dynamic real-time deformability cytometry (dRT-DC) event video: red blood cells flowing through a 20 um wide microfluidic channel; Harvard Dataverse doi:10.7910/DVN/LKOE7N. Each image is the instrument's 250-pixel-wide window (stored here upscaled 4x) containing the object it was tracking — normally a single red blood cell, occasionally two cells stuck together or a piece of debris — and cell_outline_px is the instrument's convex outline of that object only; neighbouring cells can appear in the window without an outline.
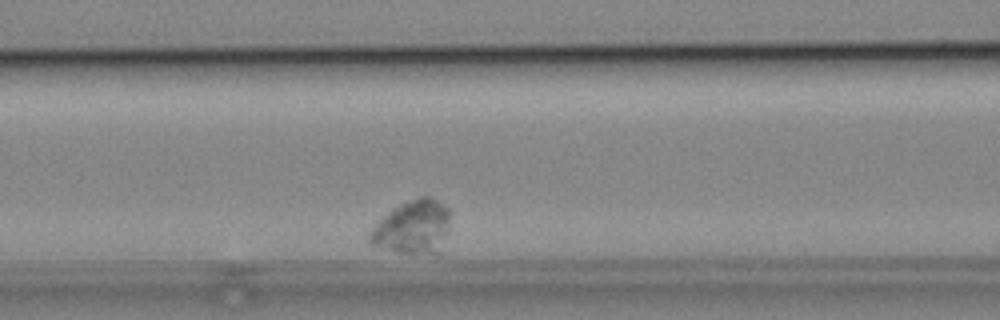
{"species": "common noctule bat (a hibernating species)", "species_latin": "Nyctalus noctula", "temperature_condition": "cold", "stored_images_in_passage": 4, "segment_of_instrument_passage": [1, 2], "camera_frame_rate_fps": 3000, "um_per_image_px": 0.085, "animal": {"sex": "male", "body_mass_g": 19.2, "forearm_length_mm": 51.8}, "frame": {"image": 1, "passage_image": 3, "time_ms": 2.333, "image_size_px": [1000, 320], "cell_outline_px": [[452, 212], [448, 232], [440, 256], [412, 256], [372, 244], [368, 240], [368, 232], [392, 208], [404, 200], [420, 196], [432, 196], [444, 204]], "centroid_in_image_um": [35.17, 19.34], "position_along_channel_um": 131.4, "area_um2": 26.47}}